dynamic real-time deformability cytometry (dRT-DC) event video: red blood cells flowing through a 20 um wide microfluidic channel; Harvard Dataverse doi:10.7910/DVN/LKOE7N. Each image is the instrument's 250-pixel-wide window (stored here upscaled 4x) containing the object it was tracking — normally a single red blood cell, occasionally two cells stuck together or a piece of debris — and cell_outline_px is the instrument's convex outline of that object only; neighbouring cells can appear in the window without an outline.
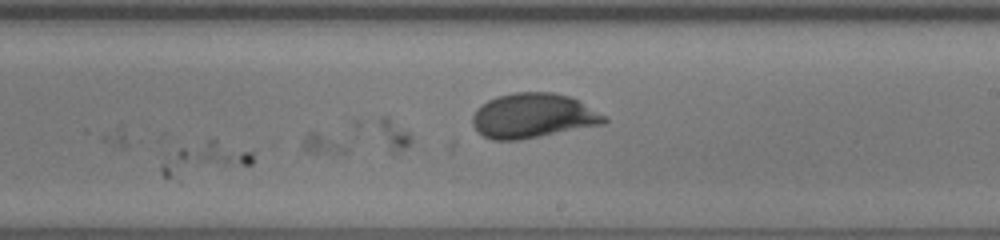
{"species": "human", "species_latin": "Homo sapiens", "temperature_condition": "room temperature", "stored_images_in_passage": 24, "camera_frame_rate_fps": 3000, "um_per_image_px": 0.085, "donor": {"sex": "female"}, "frame": {"image": 1, "passage_image": 15, "time_ms": 4.667, "image_size_px": [1000, 240], "cell_outline_px": [[256, 148], [252, 164], [168, 176], [164, 176], [160, 172], [160, 164], [180, 148], [208, 140], [216, 140]], "centroid_in_image_um": [17.6, 13.41], "position_along_channel_um": 271.4, "area_um2": 16.42}}
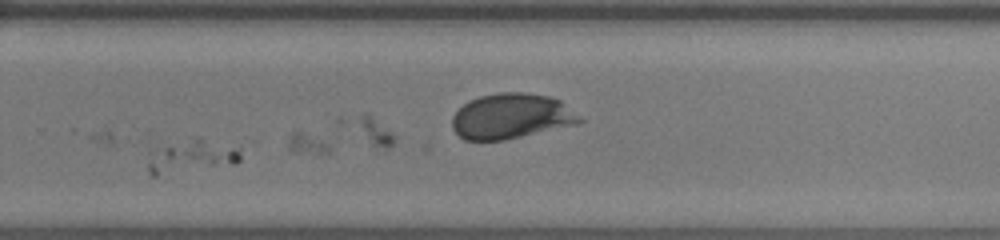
{"frame": {"image": 2, "passage_image": 18, "time_ms": 5.667, "image_size_px": [1000, 240], "cell_outline_px": [[240, 160], [236, 164], [156, 176], [152, 176], [148, 172], [148, 164], [152, 152], [200, 136], [240, 148]], "centroid_in_image_um": [16.37, 13.32], "position_along_channel_um": 313.4, "area_um2": 17.51}}
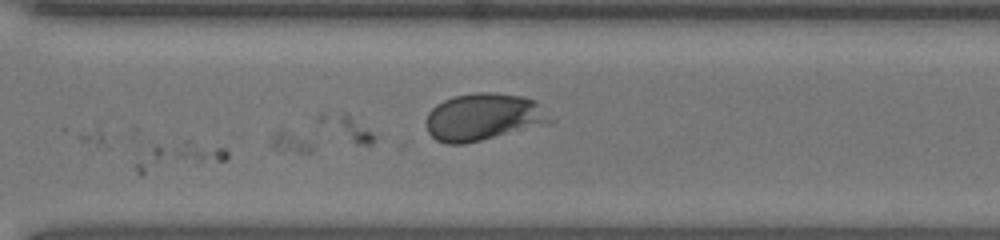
{"frame": {"image": 3, "passage_image": 21, "time_ms": 6.667, "image_size_px": [1000, 240], "cell_outline_px": [[240, 140], [228, 156], [224, 160], [144, 176], [140, 176], [136, 172], [136, 164], [156, 144], [184, 140], [236, 136]], "centroid_in_image_um": [15.75, 13.13], "position_along_channel_um": 354.9, "area_um2": 17.8}}